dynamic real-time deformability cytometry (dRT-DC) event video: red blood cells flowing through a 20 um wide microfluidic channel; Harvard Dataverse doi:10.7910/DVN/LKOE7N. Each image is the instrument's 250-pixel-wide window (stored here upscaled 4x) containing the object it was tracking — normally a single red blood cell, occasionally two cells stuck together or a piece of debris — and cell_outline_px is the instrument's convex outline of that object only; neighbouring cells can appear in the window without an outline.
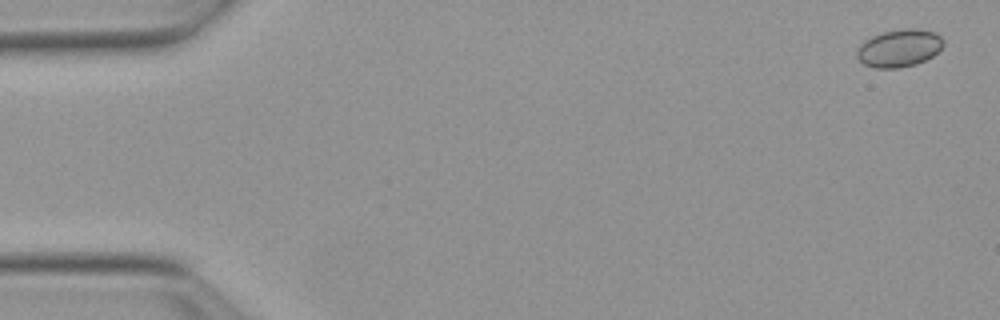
{"species": "Egyptian fruit bat (a non-hibernating species)", "species_latin": "Rousettus aegyptiacus", "temperature_condition": "warm", "stored_images_in_passage": 54, "camera_frame_rate_fps": 3000, "um_per_image_px": 0.085, "animal": {"sex": "female"}, "frame": {"image": 1, "passage_image": 2, "time_ms": 0.333, "image_size_px": [1000, 320], "cell_outline_px": [[944, 44], [932, 56], [916, 64], [900, 68], [876, 68], [864, 64], [856, 56], [856, 52], [860, 44], [864, 40], [872, 36], [884, 32], [900, 28], [920, 28], [936, 32], [944, 40]], "centroid_in_image_um": [76.43, 4.07], "position_along_channel_um": 8.6, "area_um2": 19.07}}
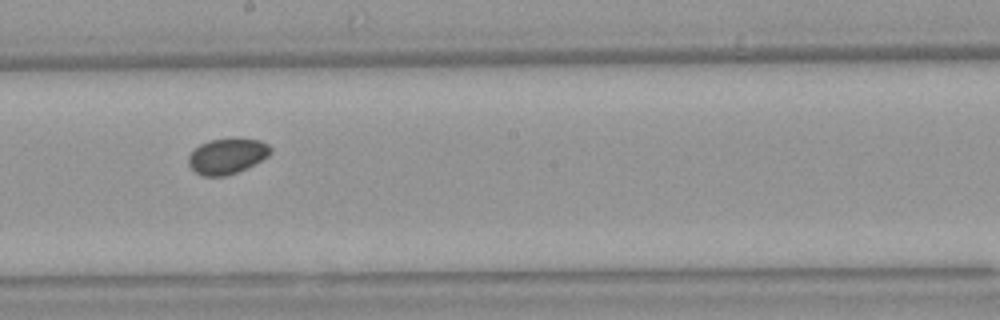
{"frame": {"image": 2, "passage_image": 30, "time_ms": 9.667, "image_size_px": [1000, 320], "cell_outline_px": [[272, 152], [268, 156], [236, 172], [224, 176], [204, 176], [196, 172], [188, 164], [188, 156], [200, 144], [208, 140], [260, 140], [268, 144], [272, 148]], "centroid_in_image_um": [19.29, 13.28], "position_along_channel_um": 228.9, "area_um2": 16.42}}
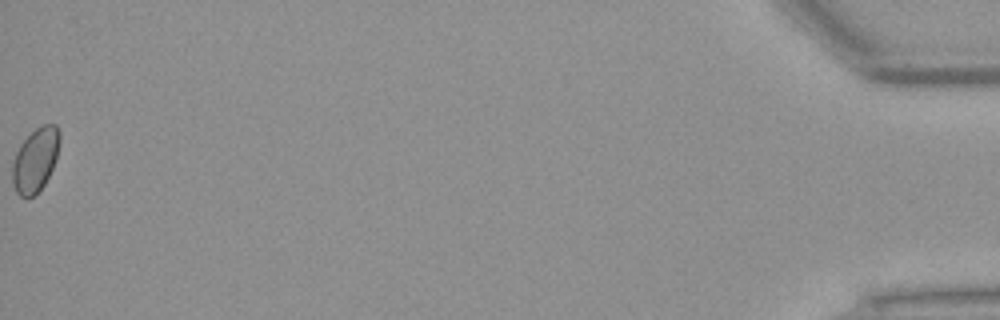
{"frame": {"image": 3, "passage_image": 54, "time_ms": 17.667, "image_size_px": [1000, 320], "cell_outline_px": [[60, 140], [56, 160], [44, 184], [32, 196], [20, 196], [16, 192], [12, 184], [12, 164], [16, 152], [20, 144], [40, 124], [56, 124], [60, 132]], "centroid_in_image_um": [3.01, 13.55], "position_along_channel_um": 432.2, "area_um2": 17.51}}